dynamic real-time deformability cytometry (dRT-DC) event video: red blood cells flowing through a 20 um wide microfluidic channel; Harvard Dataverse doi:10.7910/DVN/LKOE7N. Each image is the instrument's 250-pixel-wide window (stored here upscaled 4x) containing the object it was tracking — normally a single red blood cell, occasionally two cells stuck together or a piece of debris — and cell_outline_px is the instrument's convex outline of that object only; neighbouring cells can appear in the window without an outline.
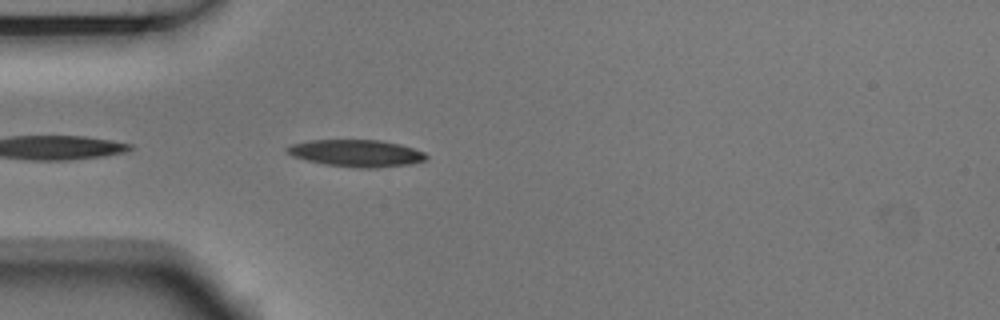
{"species": "Egyptian fruit bat (a non-hibernating species)", "species_latin": "Rousettus aegyptiacus", "temperature_condition": "room temperature", "stored_images_in_passage": 4, "camera_frame_rate_fps": 3000, "um_per_image_px": 0.085, "animal": {"sex": "male"}, "frame": {"image": 1, "passage_image": 4, "time_ms": 1.0, "image_size_px": [1000, 320], "cell_outline_px": [[428, 160], [412, 164], [376, 168], [360, 168], [324, 164], [292, 156], [284, 148], [292, 144], [308, 140], [380, 140], [400, 144], [424, 152], [428, 156]], "centroid_in_image_um": [30.33, 13.02], "position_along_channel_um": 54.7, "area_um2": 21.96}}